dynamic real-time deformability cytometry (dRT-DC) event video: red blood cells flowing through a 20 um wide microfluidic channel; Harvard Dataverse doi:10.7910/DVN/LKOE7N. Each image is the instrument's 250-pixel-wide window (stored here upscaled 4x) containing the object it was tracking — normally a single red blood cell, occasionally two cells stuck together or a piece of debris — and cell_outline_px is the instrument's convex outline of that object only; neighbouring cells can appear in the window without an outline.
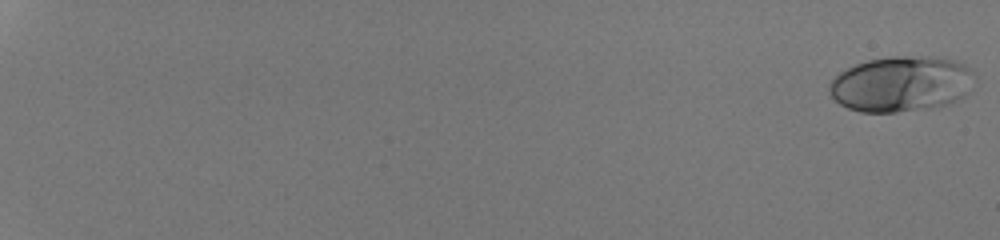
{"species": "human", "species_latin": "Homo sapiens", "temperature_condition": "room temperature", "stored_images_in_passage": 54, "camera_frame_rate_fps": 3000, "um_per_image_px": 0.085, "donor": {"sex": "male"}, "frame": {"image": 1, "passage_image": 1, "time_ms": 0.0, "image_size_px": [1000, 240], "cell_outline_px": [[976, 76], [968, 92], [964, 96], [956, 100], [944, 104], [928, 108], [896, 112], [860, 112], [848, 108], [840, 104], [832, 96], [828, 88], [828, 84], [840, 72], [856, 64], [868, 60], [892, 56], [928, 56], [956, 60], [972, 68]], "centroid_in_image_um": [76.63, 7.12], "position_along_channel_um": 8.4, "area_um2": 47.16}}
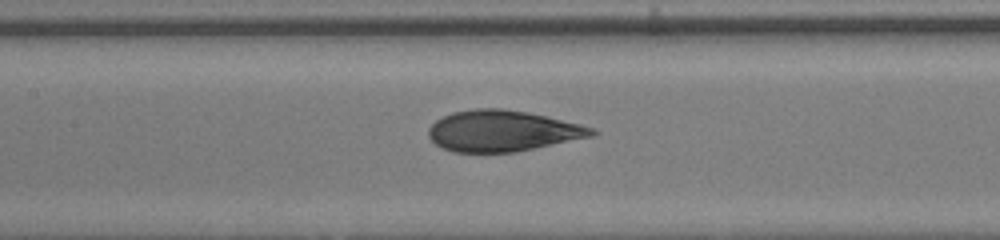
{"frame": {"image": 2, "passage_image": 31, "time_ms": 10.0, "image_size_px": [1000, 240], "cell_outline_px": [[600, 132], [592, 136], [516, 152], [452, 152], [436, 144], [428, 136], [428, 128], [436, 120], [452, 112], [476, 108], [504, 108], [528, 112], [548, 116], [596, 128]], "centroid_in_image_um": [42.73, 11.12], "position_along_channel_um": 164.7, "area_um2": 39.19}}
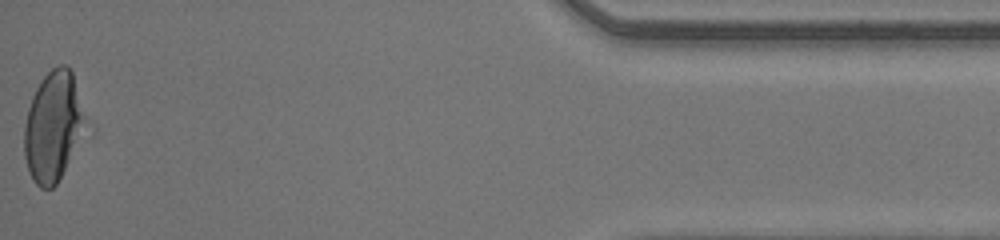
{"frame": {"image": 3, "passage_image": 54, "time_ms": 17.667, "image_size_px": [1000, 240], "cell_outline_px": [[80, 136], [56, 184], [52, 188], [40, 188], [32, 180], [24, 156], [24, 128], [28, 108], [32, 96], [40, 80], [52, 68], [60, 64], [64, 64], [72, 72], [80, 112]], "centroid_in_image_um": [4.39, 10.76], "position_along_channel_um": 430.8, "area_um2": 36.99}, "authors_computed_cell_mechanics": {"area_um2": 40.0843, "velocity_mm_per_s": 4.2502, "shape_relaxation_time_tau1_ms": 5.41, "shape_relaxation_time_tau2_ms": 0.8074, "deformation_change_tau1": 0.2181, "deformation_change_tau2": 0.0608}}